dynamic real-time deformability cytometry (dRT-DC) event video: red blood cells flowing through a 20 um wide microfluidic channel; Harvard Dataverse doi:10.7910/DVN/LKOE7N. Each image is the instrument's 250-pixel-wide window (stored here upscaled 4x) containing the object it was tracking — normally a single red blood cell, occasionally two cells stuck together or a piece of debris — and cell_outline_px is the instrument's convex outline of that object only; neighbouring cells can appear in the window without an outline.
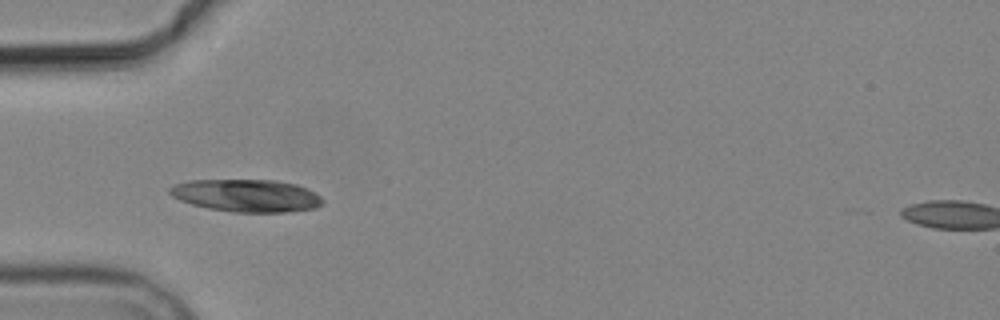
{"species": "common noctule bat (a hibernating species)", "species_latin": "Nyctalus noctula", "temperature_condition": "cold", "stored_images_in_passage": 5, "camera_frame_rate_fps": 3000, "um_per_image_px": 0.085, "animal": {"sex": "male", "body_mass_g": 19.2, "forearm_length_mm": 51.8}, "frame": {"image": 1, "passage_image": 5, "time_ms": 4.667, "image_size_px": [1000, 320], "cell_outline_px": [[324, 200], [316, 208], [284, 212], [232, 212], [208, 208], [192, 204], [180, 200], [172, 196], [168, 192], [168, 188], [176, 184], [188, 180], [276, 180], [296, 184], [320, 196]], "centroid_in_image_um": [20.92, 16.62], "position_along_channel_um": 64.1, "area_um2": 28.84}}